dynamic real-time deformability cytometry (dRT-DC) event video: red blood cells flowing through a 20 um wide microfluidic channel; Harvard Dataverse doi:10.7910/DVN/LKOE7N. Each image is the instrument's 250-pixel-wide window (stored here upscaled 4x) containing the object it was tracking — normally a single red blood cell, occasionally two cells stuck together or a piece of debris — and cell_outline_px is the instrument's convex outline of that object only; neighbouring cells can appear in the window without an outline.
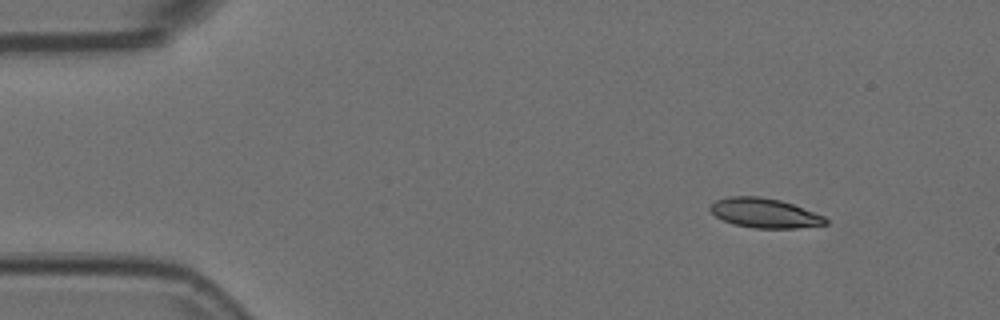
{"species": "Egyptian fruit bat (a non-hibernating species)", "species_latin": "Rousettus aegyptiacus", "temperature_condition": "room temperature", "stored_images_in_passage": 5, "camera_frame_rate_fps": 3000, "um_per_image_px": 0.085, "animal": {"sex": "female"}, "frame": {"image": 1, "passage_image": 1, "time_ms": 0.0, "image_size_px": [1000, 320], "cell_outline_px": [[828, 224], [796, 228], [752, 228], [732, 224], [716, 216], [708, 208], [716, 200], [728, 196], [760, 196], [780, 200], [792, 204], [824, 216], [828, 220]], "centroid_in_image_um": [64.98, 18.11], "position_along_channel_um": 20.0, "area_um2": 19.83}}
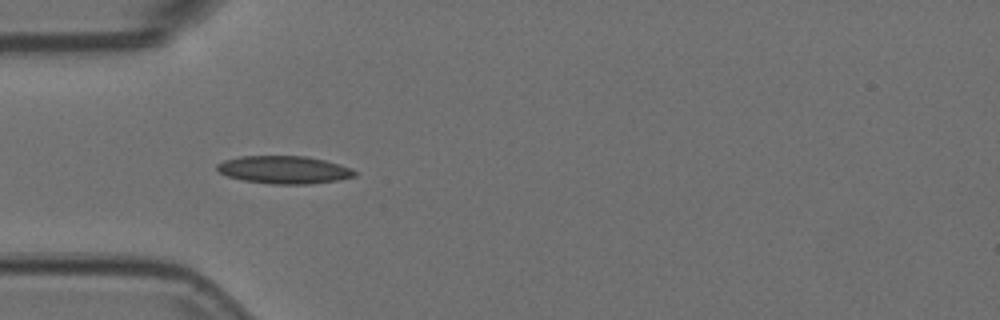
{"frame": {"image": 2, "passage_image": 4, "time_ms": 1.0, "image_size_px": [1000, 320], "cell_outline_px": [[356, 176], [336, 180], [312, 184], [272, 184], [244, 180], [228, 176], [220, 172], [216, 168], [216, 164], [224, 160], [240, 156], [304, 156], [324, 160], [340, 164], [352, 168], [356, 172]], "centroid_in_image_um": [24.15, 14.43], "position_along_channel_um": 60.8, "area_um2": 22.2}}
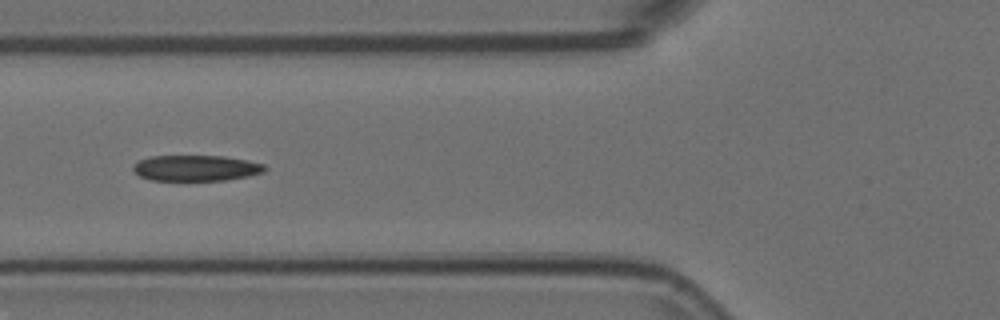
{"frame": {"image": 3, "passage_image": 5, "time_ms": 1.333, "image_size_px": [1000, 320], "cell_outline_px": [[268, 168], [264, 172], [248, 176], [224, 180], [152, 180], [140, 176], [132, 168], [132, 164], [140, 160], [152, 156], [224, 156], [248, 160], [264, 164]], "centroid_in_image_um": [16.69, 14.28], "position_along_channel_um": 109.1, "area_um2": 19.77}}